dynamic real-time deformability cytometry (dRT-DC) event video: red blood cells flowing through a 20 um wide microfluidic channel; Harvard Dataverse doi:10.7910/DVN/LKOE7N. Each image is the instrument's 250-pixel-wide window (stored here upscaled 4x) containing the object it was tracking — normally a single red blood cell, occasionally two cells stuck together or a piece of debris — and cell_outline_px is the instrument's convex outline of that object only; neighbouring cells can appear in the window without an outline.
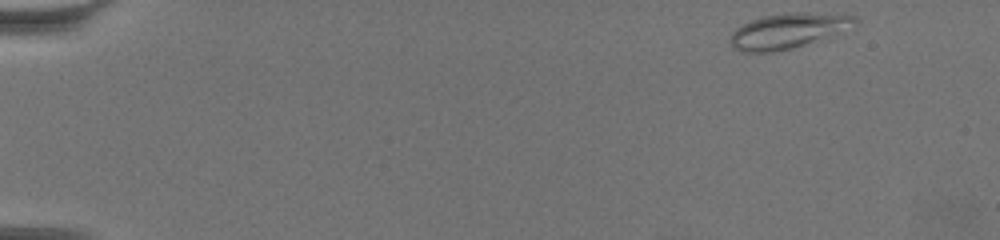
{"species": "common noctule bat (a hibernating species)", "species_latin": "Nyctalus noctula", "temperature_condition": "warm", "stored_images_in_passage": 58, "camera_frame_rate_fps": 3000, "um_per_image_px": 0.085, "animal": {"sex": "female", "body_mass_g": 19.5, "forearm_length_mm": 54.1}, "frame": {"image": 1, "passage_image": 1, "time_ms": 0.0, "image_size_px": [1000, 240], "cell_outline_px": [[860, 20], [856, 24], [804, 44], [792, 48], [772, 52], [740, 52], [732, 48], [732, 32], [736, 28], [752, 20], [764, 16], [788, 12], [804, 12], [856, 16]], "centroid_in_image_um": [66.92, 2.61], "position_along_channel_um": 18.1, "area_um2": 24.74}}
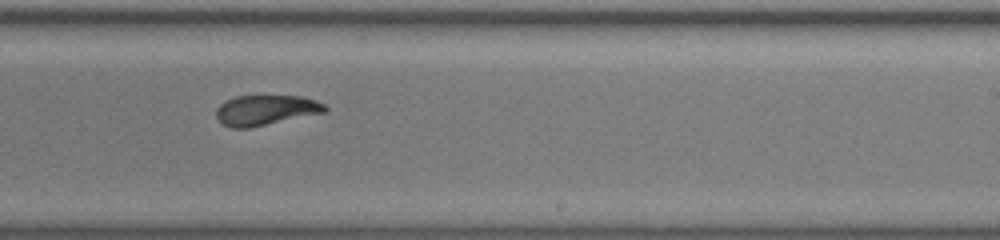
{"frame": {"image": 2, "passage_image": 36, "time_ms": 11.667, "image_size_px": [1000, 240], "cell_outline_px": [[328, 108], [324, 112], [248, 128], [232, 128], [220, 124], [216, 116], [216, 108], [224, 100], [236, 96], [300, 96], [316, 100], [324, 104]], "centroid_in_image_um": [22.52, 9.36], "position_along_channel_um": 266.5, "area_um2": 19.07}}
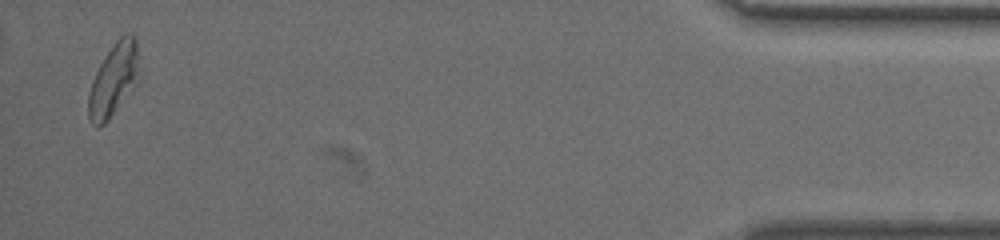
{"frame": {"image": 3, "passage_image": 57, "time_ms": 18.667, "image_size_px": [1000, 240], "cell_outline_px": [[136, 84], [108, 120], [104, 124], [96, 128], [88, 120], [88, 96], [92, 80], [100, 64], [116, 40], [124, 32], [132, 32], [136, 36]], "centroid_in_image_um": [9.61, 6.79], "position_along_channel_um": 425.6, "area_um2": 20.98}, "authors_computed_cell_mechanics": {"area_um2": 20.2589, "velocity_mm_per_s": 3.3497, "shape_relaxation_time_tau1_ms": 4.0379, "shape_relaxation_time_tau2_ms": 2.8608, "deformation_change_tau1": 0.165, "deformation_change_tau2": 0.0835}}